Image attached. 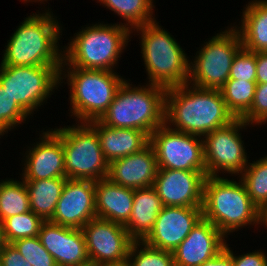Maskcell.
<instances>
[{"label":"cell","instance_id":"cell-1","mask_svg":"<svg viewBox=\"0 0 267 266\" xmlns=\"http://www.w3.org/2000/svg\"><path fill=\"white\" fill-rule=\"evenodd\" d=\"M189 85L166 88L165 123L175 126L171 129L204 137L236 119L220 90Z\"/></svg>","mask_w":267,"mask_h":266},{"label":"cell","instance_id":"cell-2","mask_svg":"<svg viewBox=\"0 0 267 266\" xmlns=\"http://www.w3.org/2000/svg\"><path fill=\"white\" fill-rule=\"evenodd\" d=\"M54 19L51 12L28 16L8 40L0 65L62 66L61 29Z\"/></svg>","mask_w":267,"mask_h":266},{"label":"cell","instance_id":"cell-3","mask_svg":"<svg viewBox=\"0 0 267 266\" xmlns=\"http://www.w3.org/2000/svg\"><path fill=\"white\" fill-rule=\"evenodd\" d=\"M126 80L100 121L109 127L139 129L149 136L165 123V92L160 85L131 87ZM148 87V88H147Z\"/></svg>","mask_w":267,"mask_h":266},{"label":"cell","instance_id":"cell-4","mask_svg":"<svg viewBox=\"0 0 267 266\" xmlns=\"http://www.w3.org/2000/svg\"><path fill=\"white\" fill-rule=\"evenodd\" d=\"M258 207L242 182L220 176H207L204 182L203 218L210 221L226 237L236 229L258 225Z\"/></svg>","mask_w":267,"mask_h":266},{"label":"cell","instance_id":"cell-5","mask_svg":"<svg viewBox=\"0 0 267 266\" xmlns=\"http://www.w3.org/2000/svg\"><path fill=\"white\" fill-rule=\"evenodd\" d=\"M130 34L131 30L122 23L95 24L78 32L68 44L69 46L65 47L60 82L63 80L61 75L66 65L82 69L112 71L119 56L121 57L120 53L125 44L128 43Z\"/></svg>","mask_w":267,"mask_h":266},{"label":"cell","instance_id":"cell-6","mask_svg":"<svg viewBox=\"0 0 267 266\" xmlns=\"http://www.w3.org/2000/svg\"><path fill=\"white\" fill-rule=\"evenodd\" d=\"M135 29L142 33L141 53L149 82L165 88L188 83L190 62L169 32L163 30L156 20Z\"/></svg>","mask_w":267,"mask_h":266},{"label":"cell","instance_id":"cell-7","mask_svg":"<svg viewBox=\"0 0 267 266\" xmlns=\"http://www.w3.org/2000/svg\"><path fill=\"white\" fill-rule=\"evenodd\" d=\"M64 77L70 85L72 115L82 123L100 120L125 81L113 71L82 69L68 66ZM67 75V76H66Z\"/></svg>","mask_w":267,"mask_h":266},{"label":"cell","instance_id":"cell-8","mask_svg":"<svg viewBox=\"0 0 267 266\" xmlns=\"http://www.w3.org/2000/svg\"><path fill=\"white\" fill-rule=\"evenodd\" d=\"M55 130L62 136L66 178L92 181L107 178L109 162L104 157L96 130L89 123Z\"/></svg>","mask_w":267,"mask_h":266},{"label":"cell","instance_id":"cell-9","mask_svg":"<svg viewBox=\"0 0 267 266\" xmlns=\"http://www.w3.org/2000/svg\"><path fill=\"white\" fill-rule=\"evenodd\" d=\"M236 28L220 32L198 51L199 55L189 65V84L193 82L191 85L196 87L216 90L224 86L234 57L243 48Z\"/></svg>","mask_w":267,"mask_h":266},{"label":"cell","instance_id":"cell-10","mask_svg":"<svg viewBox=\"0 0 267 266\" xmlns=\"http://www.w3.org/2000/svg\"><path fill=\"white\" fill-rule=\"evenodd\" d=\"M0 66V86L28 115L60 83L62 66Z\"/></svg>","mask_w":267,"mask_h":266},{"label":"cell","instance_id":"cell-11","mask_svg":"<svg viewBox=\"0 0 267 266\" xmlns=\"http://www.w3.org/2000/svg\"><path fill=\"white\" fill-rule=\"evenodd\" d=\"M170 127L164 123L150 135L158 168L206 172L203 138Z\"/></svg>","mask_w":267,"mask_h":266},{"label":"cell","instance_id":"cell-12","mask_svg":"<svg viewBox=\"0 0 267 266\" xmlns=\"http://www.w3.org/2000/svg\"><path fill=\"white\" fill-rule=\"evenodd\" d=\"M247 125L241 118H236L230 124L205 135L203 143L207 176H219L217 173L220 170L238 175L239 172L243 173L248 158L238 131Z\"/></svg>","mask_w":267,"mask_h":266},{"label":"cell","instance_id":"cell-13","mask_svg":"<svg viewBox=\"0 0 267 266\" xmlns=\"http://www.w3.org/2000/svg\"><path fill=\"white\" fill-rule=\"evenodd\" d=\"M81 230L90 263L97 265L127 262L134 240L124 225L96 217Z\"/></svg>","mask_w":267,"mask_h":266},{"label":"cell","instance_id":"cell-14","mask_svg":"<svg viewBox=\"0 0 267 266\" xmlns=\"http://www.w3.org/2000/svg\"><path fill=\"white\" fill-rule=\"evenodd\" d=\"M207 172L158 169L153 187L164 206L202 207Z\"/></svg>","mask_w":267,"mask_h":266},{"label":"cell","instance_id":"cell-15","mask_svg":"<svg viewBox=\"0 0 267 266\" xmlns=\"http://www.w3.org/2000/svg\"><path fill=\"white\" fill-rule=\"evenodd\" d=\"M96 217L95 181L67 178L53 217L49 221L82 229Z\"/></svg>","mask_w":267,"mask_h":266},{"label":"cell","instance_id":"cell-16","mask_svg":"<svg viewBox=\"0 0 267 266\" xmlns=\"http://www.w3.org/2000/svg\"><path fill=\"white\" fill-rule=\"evenodd\" d=\"M202 217V207L164 206L152 231L143 241L152 247L173 252Z\"/></svg>","mask_w":267,"mask_h":266},{"label":"cell","instance_id":"cell-17","mask_svg":"<svg viewBox=\"0 0 267 266\" xmlns=\"http://www.w3.org/2000/svg\"><path fill=\"white\" fill-rule=\"evenodd\" d=\"M38 237L57 266H82L90 263L81 229L62 226L48 220L41 224Z\"/></svg>","mask_w":267,"mask_h":266},{"label":"cell","instance_id":"cell-18","mask_svg":"<svg viewBox=\"0 0 267 266\" xmlns=\"http://www.w3.org/2000/svg\"><path fill=\"white\" fill-rule=\"evenodd\" d=\"M225 236L203 217L172 252L175 266H201L225 247Z\"/></svg>","mask_w":267,"mask_h":266},{"label":"cell","instance_id":"cell-19","mask_svg":"<svg viewBox=\"0 0 267 266\" xmlns=\"http://www.w3.org/2000/svg\"><path fill=\"white\" fill-rule=\"evenodd\" d=\"M36 144L26 156L22 179L66 178L62 136L55 129L49 130L43 132L41 141Z\"/></svg>","mask_w":267,"mask_h":266},{"label":"cell","instance_id":"cell-20","mask_svg":"<svg viewBox=\"0 0 267 266\" xmlns=\"http://www.w3.org/2000/svg\"><path fill=\"white\" fill-rule=\"evenodd\" d=\"M158 169L155 150L149 143L139 152L111 161L107 178L135 190L153 186Z\"/></svg>","mask_w":267,"mask_h":266},{"label":"cell","instance_id":"cell-21","mask_svg":"<svg viewBox=\"0 0 267 266\" xmlns=\"http://www.w3.org/2000/svg\"><path fill=\"white\" fill-rule=\"evenodd\" d=\"M89 124L96 130L100 147L109 163L139 152L150 143V136L139 129L109 127L100 120Z\"/></svg>","mask_w":267,"mask_h":266},{"label":"cell","instance_id":"cell-22","mask_svg":"<svg viewBox=\"0 0 267 266\" xmlns=\"http://www.w3.org/2000/svg\"><path fill=\"white\" fill-rule=\"evenodd\" d=\"M134 189L111 182L108 178L95 181L97 218L125 225L130 219Z\"/></svg>","mask_w":267,"mask_h":266},{"label":"cell","instance_id":"cell-23","mask_svg":"<svg viewBox=\"0 0 267 266\" xmlns=\"http://www.w3.org/2000/svg\"><path fill=\"white\" fill-rule=\"evenodd\" d=\"M163 207L162 200L153 186L134 190L132 213L124 225L134 241H143L148 236Z\"/></svg>","mask_w":267,"mask_h":266},{"label":"cell","instance_id":"cell-24","mask_svg":"<svg viewBox=\"0 0 267 266\" xmlns=\"http://www.w3.org/2000/svg\"><path fill=\"white\" fill-rule=\"evenodd\" d=\"M240 30L242 47L251 52H267V0L246 5Z\"/></svg>","mask_w":267,"mask_h":266},{"label":"cell","instance_id":"cell-25","mask_svg":"<svg viewBox=\"0 0 267 266\" xmlns=\"http://www.w3.org/2000/svg\"><path fill=\"white\" fill-rule=\"evenodd\" d=\"M67 178L24 180L29 194L30 211L44 221L53 217Z\"/></svg>","mask_w":267,"mask_h":266},{"label":"cell","instance_id":"cell-26","mask_svg":"<svg viewBox=\"0 0 267 266\" xmlns=\"http://www.w3.org/2000/svg\"><path fill=\"white\" fill-rule=\"evenodd\" d=\"M104 6L114 11L124 20L125 26L132 31V28H137L145 24L154 22L153 0H98ZM129 26V27H128ZM131 27V28H130Z\"/></svg>","mask_w":267,"mask_h":266},{"label":"cell","instance_id":"cell-27","mask_svg":"<svg viewBox=\"0 0 267 266\" xmlns=\"http://www.w3.org/2000/svg\"><path fill=\"white\" fill-rule=\"evenodd\" d=\"M29 211V194L24 180L0 182V221Z\"/></svg>","mask_w":267,"mask_h":266},{"label":"cell","instance_id":"cell-28","mask_svg":"<svg viewBox=\"0 0 267 266\" xmlns=\"http://www.w3.org/2000/svg\"><path fill=\"white\" fill-rule=\"evenodd\" d=\"M256 82L228 80L220 89L228 110L235 118H242L252 105Z\"/></svg>","mask_w":267,"mask_h":266},{"label":"cell","instance_id":"cell-29","mask_svg":"<svg viewBox=\"0 0 267 266\" xmlns=\"http://www.w3.org/2000/svg\"><path fill=\"white\" fill-rule=\"evenodd\" d=\"M241 173L248 195L259 208L267 201V156L249 163Z\"/></svg>","mask_w":267,"mask_h":266},{"label":"cell","instance_id":"cell-30","mask_svg":"<svg viewBox=\"0 0 267 266\" xmlns=\"http://www.w3.org/2000/svg\"><path fill=\"white\" fill-rule=\"evenodd\" d=\"M44 220L32 211L6 218L3 223L4 237L7 243L39 235Z\"/></svg>","mask_w":267,"mask_h":266},{"label":"cell","instance_id":"cell-31","mask_svg":"<svg viewBox=\"0 0 267 266\" xmlns=\"http://www.w3.org/2000/svg\"><path fill=\"white\" fill-rule=\"evenodd\" d=\"M140 245L141 248L139 250L137 246ZM127 265L128 266H175V261L171 251H165L152 247L146 244L144 241L141 242L134 241L129 250Z\"/></svg>","mask_w":267,"mask_h":266},{"label":"cell","instance_id":"cell-32","mask_svg":"<svg viewBox=\"0 0 267 266\" xmlns=\"http://www.w3.org/2000/svg\"><path fill=\"white\" fill-rule=\"evenodd\" d=\"M28 260L31 266H57L52 255L43 247L38 236L16 240L11 243Z\"/></svg>","mask_w":267,"mask_h":266},{"label":"cell","instance_id":"cell-33","mask_svg":"<svg viewBox=\"0 0 267 266\" xmlns=\"http://www.w3.org/2000/svg\"><path fill=\"white\" fill-rule=\"evenodd\" d=\"M256 52L242 48L234 57L229 80L256 82Z\"/></svg>","mask_w":267,"mask_h":266},{"label":"cell","instance_id":"cell-34","mask_svg":"<svg viewBox=\"0 0 267 266\" xmlns=\"http://www.w3.org/2000/svg\"><path fill=\"white\" fill-rule=\"evenodd\" d=\"M27 116L28 114L0 86V125L8 131L21 124Z\"/></svg>","mask_w":267,"mask_h":266},{"label":"cell","instance_id":"cell-35","mask_svg":"<svg viewBox=\"0 0 267 266\" xmlns=\"http://www.w3.org/2000/svg\"><path fill=\"white\" fill-rule=\"evenodd\" d=\"M248 125L267 121V84H257L250 110L241 118Z\"/></svg>","mask_w":267,"mask_h":266},{"label":"cell","instance_id":"cell-36","mask_svg":"<svg viewBox=\"0 0 267 266\" xmlns=\"http://www.w3.org/2000/svg\"><path fill=\"white\" fill-rule=\"evenodd\" d=\"M224 248L232 256L234 266H267V257L265 253L261 251L235 256L228 247V244H226Z\"/></svg>","mask_w":267,"mask_h":266},{"label":"cell","instance_id":"cell-37","mask_svg":"<svg viewBox=\"0 0 267 266\" xmlns=\"http://www.w3.org/2000/svg\"><path fill=\"white\" fill-rule=\"evenodd\" d=\"M0 265L1 266H31L28 260L20 254L16 248L7 243L0 251Z\"/></svg>","mask_w":267,"mask_h":266},{"label":"cell","instance_id":"cell-38","mask_svg":"<svg viewBox=\"0 0 267 266\" xmlns=\"http://www.w3.org/2000/svg\"><path fill=\"white\" fill-rule=\"evenodd\" d=\"M256 83L267 84V52H256Z\"/></svg>","mask_w":267,"mask_h":266},{"label":"cell","instance_id":"cell-39","mask_svg":"<svg viewBox=\"0 0 267 266\" xmlns=\"http://www.w3.org/2000/svg\"><path fill=\"white\" fill-rule=\"evenodd\" d=\"M201 266H234L232 256L225 248L215 257L206 260Z\"/></svg>","mask_w":267,"mask_h":266},{"label":"cell","instance_id":"cell-40","mask_svg":"<svg viewBox=\"0 0 267 266\" xmlns=\"http://www.w3.org/2000/svg\"><path fill=\"white\" fill-rule=\"evenodd\" d=\"M258 224L267 226V201L258 209Z\"/></svg>","mask_w":267,"mask_h":266},{"label":"cell","instance_id":"cell-41","mask_svg":"<svg viewBox=\"0 0 267 266\" xmlns=\"http://www.w3.org/2000/svg\"><path fill=\"white\" fill-rule=\"evenodd\" d=\"M7 244L5 237H4V230H3V223L0 221V251L3 247Z\"/></svg>","mask_w":267,"mask_h":266},{"label":"cell","instance_id":"cell-42","mask_svg":"<svg viewBox=\"0 0 267 266\" xmlns=\"http://www.w3.org/2000/svg\"><path fill=\"white\" fill-rule=\"evenodd\" d=\"M94 266H128L127 262H121V263H111V264H97Z\"/></svg>","mask_w":267,"mask_h":266},{"label":"cell","instance_id":"cell-43","mask_svg":"<svg viewBox=\"0 0 267 266\" xmlns=\"http://www.w3.org/2000/svg\"><path fill=\"white\" fill-rule=\"evenodd\" d=\"M4 132L6 133L7 130L3 126L0 125V135H4Z\"/></svg>","mask_w":267,"mask_h":266},{"label":"cell","instance_id":"cell-44","mask_svg":"<svg viewBox=\"0 0 267 266\" xmlns=\"http://www.w3.org/2000/svg\"><path fill=\"white\" fill-rule=\"evenodd\" d=\"M82 266H94V264H92V263H87V264L82 265Z\"/></svg>","mask_w":267,"mask_h":266}]
</instances>
